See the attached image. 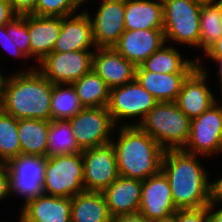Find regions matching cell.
Here are the masks:
<instances>
[{
	"label": "cell",
	"mask_w": 222,
	"mask_h": 222,
	"mask_svg": "<svg viewBox=\"0 0 222 222\" xmlns=\"http://www.w3.org/2000/svg\"><path fill=\"white\" fill-rule=\"evenodd\" d=\"M54 84L38 66L5 77L0 82V108L16 119L51 121V98Z\"/></svg>",
	"instance_id": "cell-1"
},
{
	"label": "cell",
	"mask_w": 222,
	"mask_h": 222,
	"mask_svg": "<svg viewBox=\"0 0 222 222\" xmlns=\"http://www.w3.org/2000/svg\"><path fill=\"white\" fill-rule=\"evenodd\" d=\"M118 140H111L119 176L146 180L161 171L165 150L139 126H121Z\"/></svg>",
	"instance_id": "cell-3"
},
{
	"label": "cell",
	"mask_w": 222,
	"mask_h": 222,
	"mask_svg": "<svg viewBox=\"0 0 222 222\" xmlns=\"http://www.w3.org/2000/svg\"><path fill=\"white\" fill-rule=\"evenodd\" d=\"M213 201L219 205L222 204V178L213 182Z\"/></svg>",
	"instance_id": "cell-41"
},
{
	"label": "cell",
	"mask_w": 222,
	"mask_h": 222,
	"mask_svg": "<svg viewBox=\"0 0 222 222\" xmlns=\"http://www.w3.org/2000/svg\"><path fill=\"white\" fill-rule=\"evenodd\" d=\"M9 174L6 163L0 162V201L9 196Z\"/></svg>",
	"instance_id": "cell-37"
},
{
	"label": "cell",
	"mask_w": 222,
	"mask_h": 222,
	"mask_svg": "<svg viewBox=\"0 0 222 222\" xmlns=\"http://www.w3.org/2000/svg\"><path fill=\"white\" fill-rule=\"evenodd\" d=\"M216 64H218V74H219V80L221 81L220 84H222V58H217L214 60Z\"/></svg>",
	"instance_id": "cell-44"
},
{
	"label": "cell",
	"mask_w": 222,
	"mask_h": 222,
	"mask_svg": "<svg viewBox=\"0 0 222 222\" xmlns=\"http://www.w3.org/2000/svg\"><path fill=\"white\" fill-rule=\"evenodd\" d=\"M10 39L17 45L18 49L29 59L30 35L28 32V15L16 16L5 25Z\"/></svg>",
	"instance_id": "cell-33"
},
{
	"label": "cell",
	"mask_w": 222,
	"mask_h": 222,
	"mask_svg": "<svg viewBox=\"0 0 222 222\" xmlns=\"http://www.w3.org/2000/svg\"><path fill=\"white\" fill-rule=\"evenodd\" d=\"M51 121L69 120L84 109L72 84H54L51 98Z\"/></svg>",
	"instance_id": "cell-28"
},
{
	"label": "cell",
	"mask_w": 222,
	"mask_h": 222,
	"mask_svg": "<svg viewBox=\"0 0 222 222\" xmlns=\"http://www.w3.org/2000/svg\"><path fill=\"white\" fill-rule=\"evenodd\" d=\"M37 0H8L12 11L18 15H29L35 11Z\"/></svg>",
	"instance_id": "cell-35"
},
{
	"label": "cell",
	"mask_w": 222,
	"mask_h": 222,
	"mask_svg": "<svg viewBox=\"0 0 222 222\" xmlns=\"http://www.w3.org/2000/svg\"><path fill=\"white\" fill-rule=\"evenodd\" d=\"M50 123L32 118L18 119L21 154L47 157Z\"/></svg>",
	"instance_id": "cell-25"
},
{
	"label": "cell",
	"mask_w": 222,
	"mask_h": 222,
	"mask_svg": "<svg viewBox=\"0 0 222 222\" xmlns=\"http://www.w3.org/2000/svg\"><path fill=\"white\" fill-rule=\"evenodd\" d=\"M180 52L166 43L150 55L141 66L156 73H192L198 67V60L183 58Z\"/></svg>",
	"instance_id": "cell-26"
},
{
	"label": "cell",
	"mask_w": 222,
	"mask_h": 222,
	"mask_svg": "<svg viewBox=\"0 0 222 222\" xmlns=\"http://www.w3.org/2000/svg\"><path fill=\"white\" fill-rule=\"evenodd\" d=\"M82 5L79 0H37L35 11L32 14L65 17L76 14Z\"/></svg>",
	"instance_id": "cell-32"
},
{
	"label": "cell",
	"mask_w": 222,
	"mask_h": 222,
	"mask_svg": "<svg viewBox=\"0 0 222 222\" xmlns=\"http://www.w3.org/2000/svg\"><path fill=\"white\" fill-rule=\"evenodd\" d=\"M191 119L175 102H158L138 125L164 150L183 149L190 134Z\"/></svg>",
	"instance_id": "cell-4"
},
{
	"label": "cell",
	"mask_w": 222,
	"mask_h": 222,
	"mask_svg": "<svg viewBox=\"0 0 222 222\" xmlns=\"http://www.w3.org/2000/svg\"><path fill=\"white\" fill-rule=\"evenodd\" d=\"M165 40L199 48L201 3L162 0Z\"/></svg>",
	"instance_id": "cell-5"
},
{
	"label": "cell",
	"mask_w": 222,
	"mask_h": 222,
	"mask_svg": "<svg viewBox=\"0 0 222 222\" xmlns=\"http://www.w3.org/2000/svg\"><path fill=\"white\" fill-rule=\"evenodd\" d=\"M218 103L191 119L190 134L184 151L202 157L222 153V104Z\"/></svg>",
	"instance_id": "cell-9"
},
{
	"label": "cell",
	"mask_w": 222,
	"mask_h": 222,
	"mask_svg": "<svg viewBox=\"0 0 222 222\" xmlns=\"http://www.w3.org/2000/svg\"><path fill=\"white\" fill-rule=\"evenodd\" d=\"M9 194L20 195L24 203L44 195L46 157L20 154L7 163Z\"/></svg>",
	"instance_id": "cell-10"
},
{
	"label": "cell",
	"mask_w": 222,
	"mask_h": 222,
	"mask_svg": "<svg viewBox=\"0 0 222 222\" xmlns=\"http://www.w3.org/2000/svg\"><path fill=\"white\" fill-rule=\"evenodd\" d=\"M152 222H177V210L175 213L170 214L169 216L153 220Z\"/></svg>",
	"instance_id": "cell-43"
},
{
	"label": "cell",
	"mask_w": 222,
	"mask_h": 222,
	"mask_svg": "<svg viewBox=\"0 0 222 222\" xmlns=\"http://www.w3.org/2000/svg\"><path fill=\"white\" fill-rule=\"evenodd\" d=\"M204 53L210 60L222 58V35Z\"/></svg>",
	"instance_id": "cell-39"
},
{
	"label": "cell",
	"mask_w": 222,
	"mask_h": 222,
	"mask_svg": "<svg viewBox=\"0 0 222 222\" xmlns=\"http://www.w3.org/2000/svg\"><path fill=\"white\" fill-rule=\"evenodd\" d=\"M62 28V17L28 15L31 57L41 62L53 52ZM37 56V57H36Z\"/></svg>",
	"instance_id": "cell-21"
},
{
	"label": "cell",
	"mask_w": 222,
	"mask_h": 222,
	"mask_svg": "<svg viewBox=\"0 0 222 222\" xmlns=\"http://www.w3.org/2000/svg\"><path fill=\"white\" fill-rule=\"evenodd\" d=\"M165 43L163 29L125 30L113 48L137 67Z\"/></svg>",
	"instance_id": "cell-16"
},
{
	"label": "cell",
	"mask_w": 222,
	"mask_h": 222,
	"mask_svg": "<svg viewBox=\"0 0 222 222\" xmlns=\"http://www.w3.org/2000/svg\"><path fill=\"white\" fill-rule=\"evenodd\" d=\"M18 119L0 108V162L7 163L21 154Z\"/></svg>",
	"instance_id": "cell-31"
},
{
	"label": "cell",
	"mask_w": 222,
	"mask_h": 222,
	"mask_svg": "<svg viewBox=\"0 0 222 222\" xmlns=\"http://www.w3.org/2000/svg\"><path fill=\"white\" fill-rule=\"evenodd\" d=\"M125 30L163 29L162 0H125Z\"/></svg>",
	"instance_id": "cell-23"
},
{
	"label": "cell",
	"mask_w": 222,
	"mask_h": 222,
	"mask_svg": "<svg viewBox=\"0 0 222 222\" xmlns=\"http://www.w3.org/2000/svg\"><path fill=\"white\" fill-rule=\"evenodd\" d=\"M83 177L81 152L46 157L44 194L72 198L85 191Z\"/></svg>",
	"instance_id": "cell-6"
},
{
	"label": "cell",
	"mask_w": 222,
	"mask_h": 222,
	"mask_svg": "<svg viewBox=\"0 0 222 222\" xmlns=\"http://www.w3.org/2000/svg\"><path fill=\"white\" fill-rule=\"evenodd\" d=\"M191 73H156L136 67L135 79L158 102H175L183 82Z\"/></svg>",
	"instance_id": "cell-22"
},
{
	"label": "cell",
	"mask_w": 222,
	"mask_h": 222,
	"mask_svg": "<svg viewBox=\"0 0 222 222\" xmlns=\"http://www.w3.org/2000/svg\"><path fill=\"white\" fill-rule=\"evenodd\" d=\"M92 69L111 89L135 80L136 66L113 47L94 49Z\"/></svg>",
	"instance_id": "cell-17"
},
{
	"label": "cell",
	"mask_w": 222,
	"mask_h": 222,
	"mask_svg": "<svg viewBox=\"0 0 222 222\" xmlns=\"http://www.w3.org/2000/svg\"><path fill=\"white\" fill-rule=\"evenodd\" d=\"M77 146L70 124L66 120H53L48 135L47 157L81 152Z\"/></svg>",
	"instance_id": "cell-30"
},
{
	"label": "cell",
	"mask_w": 222,
	"mask_h": 222,
	"mask_svg": "<svg viewBox=\"0 0 222 222\" xmlns=\"http://www.w3.org/2000/svg\"><path fill=\"white\" fill-rule=\"evenodd\" d=\"M222 35V5H201L199 48L205 52Z\"/></svg>",
	"instance_id": "cell-29"
},
{
	"label": "cell",
	"mask_w": 222,
	"mask_h": 222,
	"mask_svg": "<svg viewBox=\"0 0 222 222\" xmlns=\"http://www.w3.org/2000/svg\"><path fill=\"white\" fill-rule=\"evenodd\" d=\"M0 44L2 45L1 47L4 48V50L8 51L12 56L14 55L15 57H26L17 47V45L10 39L6 27L0 26Z\"/></svg>",
	"instance_id": "cell-36"
},
{
	"label": "cell",
	"mask_w": 222,
	"mask_h": 222,
	"mask_svg": "<svg viewBox=\"0 0 222 222\" xmlns=\"http://www.w3.org/2000/svg\"><path fill=\"white\" fill-rule=\"evenodd\" d=\"M67 121L81 150L109 144L117 129L108 107H86Z\"/></svg>",
	"instance_id": "cell-7"
},
{
	"label": "cell",
	"mask_w": 222,
	"mask_h": 222,
	"mask_svg": "<svg viewBox=\"0 0 222 222\" xmlns=\"http://www.w3.org/2000/svg\"><path fill=\"white\" fill-rule=\"evenodd\" d=\"M2 75H3V73H1V70H0V82H1Z\"/></svg>",
	"instance_id": "cell-47"
},
{
	"label": "cell",
	"mask_w": 222,
	"mask_h": 222,
	"mask_svg": "<svg viewBox=\"0 0 222 222\" xmlns=\"http://www.w3.org/2000/svg\"><path fill=\"white\" fill-rule=\"evenodd\" d=\"M161 171L168 178L177 210L201 208L213 201V182L197 155L183 149L165 150Z\"/></svg>",
	"instance_id": "cell-2"
},
{
	"label": "cell",
	"mask_w": 222,
	"mask_h": 222,
	"mask_svg": "<svg viewBox=\"0 0 222 222\" xmlns=\"http://www.w3.org/2000/svg\"><path fill=\"white\" fill-rule=\"evenodd\" d=\"M72 85L84 108L108 107L110 88L93 69L73 82Z\"/></svg>",
	"instance_id": "cell-27"
},
{
	"label": "cell",
	"mask_w": 222,
	"mask_h": 222,
	"mask_svg": "<svg viewBox=\"0 0 222 222\" xmlns=\"http://www.w3.org/2000/svg\"><path fill=\"white\" fill-rule=\"evenodd\" d=\"M198 3L201 4H209V3H218L220 0H195Z\"/></svg>",
	"instance_id": "cell-45"
},
{
	"label": "cell",
	"mask_w": 222,
	"mask_h": 222,
	"mask_svg": "<svg viewBox=\"0 0 222 222\" xmlns=\"http://www.w3.org/2000/svg\"><path fill=\"white\" fill-rule=\"evenodd\" d=\"M198 67L183 82L181 91L175 101L178 108L190 119L200 116L217 102L215 94L207 87L208 72L201 58H197Z\"/></svg>",
	"instance_id": "cell-14"
},
{
	"label": "cell",
	"mask_w": 222,
	"mask_h": 222,
	"mask_svg": "<svg viewBox=\"0 0 222 222\" xmlns=\"http://www.w3.org/2000/svg\"><path fill=\"white\" fill-rule=\"evenodd\" d=\"M91 18L96 48L113 47L125 31V0H102Z\"/></svg>",
	"instance_id": "cell-13"
},
{
	"label": "cell",
	"mask_w": 222,
	"mask_h": 222,
	"mask_svg": "<svg viewBox=\"0 0 222 222\" xmlns=\"http://www.w3.org/2000/svg\"><path fill=\"white\" fill-rule=\"evenodd\" d=\"M83 5H84V3H87L88 2V0H79Z\"/></svg>",
	"instance_id": "cell-46"
},
{
	"label": "cell",
	"mask_w": 222,
	"mask_h": 222,
	"mask_svg": "<svg viewBox=\"0 0 222 222\" xmlns=\"http://www.w3.org/2000/svg\"><path fill=\"white\" fill-rule=\"evenodd\" d=\"M16 16L8 0H0V26L6 25Z\"/></svg>",
	"instance_id": "cell-38"
},
{
	"label": "cell",
	"mask_w": 222,
	"mask_h": 222,
	"mask_svg": "<svg viewBox=\"0 0 222 222\" xmlns=\"http://www.w3.org/2000/svg\"><path fill=\"white\" fill-rule=\"evenodd\" d=\"M176 210L168 178L162 171L142 181L138 213L153 221L169 216Z\"/></svg>",
	"instance_id": "cell-15"
},
{
	"label": "cell",
	"mask_w": 222,
	"mask_h": 222,
	"mask_svg": "<svg viewBox=\"0 0 222 222\" xmlns=\"http://www.w3.org/2000/svg\"><path fill=\"white\" fill-rule=\"evenodd\" d=\"M141 192L142 180L119 176L102 191L110 216L138 213Z\"/></svg>",
	"instance_id": "cell-19"
},
{
	"label": "cell",
	"mask_w": 222,
	"mask_h": 222,
	"mask_svg": "<svg viewBox=\"0 0 222 222\" xmlns=\"http://www.w3.org/2000/svg\"><path fill=\"white\" fill-rule=\"evenodd\" d=\"M177 222H210L208 206L177 210Z\"/></svg>",
	"instance_id": "cell-34"
},
{
	"label": "cell",
	"mask_w": 222,
	"mask_h": 222,
	"mask_svg": "<svg viewBox=\"0 0 222 222\" xmlns=\"http://www.w3.org/2000/svg\"><path fill=\"white\" fill-rule=\"evenodd\" d=\"M157 103L158 101L135 79L110 89L108 110L116 126L121 119L140 117L139 123L122 122V126H138Z\"/></svg>",
	"instance_id": "cell-8"
},
{
	"label": "cell",
	"mask_w": 222,
	"mask_h": 222,
	"mask_svg": "<svg viewBox=\"0 0 222 222\" xmlns=\"http://www.w3.org/2000/svg\"><path fill=\"white\" fill-rule=\"evenodd\" d=\"M85 191L102 192L118 177L114 148L111 143L81 151Z\"/></svg>",
	"instance_id": "cell-12"
},
{
	"label": "cell",
	"mask_w": 222,
	"mask_h": 222,
	"mask_svg": "<svg viewBox=\"0 0 222 222\" xmlns=\"http://www.w3.org/2000/svg\"><path fill=\"white\" fill-rule=\"evenodd\" d=\"M217 203L212 201L208 205V210L210 213V222H222V208L217 209L216 211L214 210L217 207Z\"/></svg>",
	"instance_id": "cell-42"
},
{
	"label": "cell",
	"mask_w": 222,
	"mask_h": 222,
	"mask_svg": "<svg viewBox=\"0 0 222 222\" xmlns=\"http://www.w3.org/2000/svg\"><path fill=\"white\" fill-rule=\"evenodd\" d=\"M72 198L40 195L24 203L22 222H71Z\"/></svg>",
	"instance_id": "cell-20"
},
{
	"label": "cell",
	"mask_w": 222,
	"mask_h": 222,
	"mask_svg": "<svg viewBox=\"0 0 222 222\" xmlns=\"http://www.w3.org/2000/svg\"><path fill=\"white\" fill-rule=\"evenodd\" d=\"M112 222H152L140 213L119 215L112 218Z\"/></svg>",
	"instance_id": "cell-40"
},
{
	"label": "cell",
	"mask_w": 222,
	"mask_h": 222,
	"mask_svg": "<svg viewBox=\"0 0 222 222\" xmlns=\"http://www.w3.org/2000/svg\"><path fill=\"white\" fill-rule=\"evenodd\" d=\"M90 13H81L62 17V28L53 48V52H69L96 49L93 40Z\"/></svg>",
	"instance_id": "cell-18"
},
{
	"label": "cell",
	"mask_w": 222,
	"mask_h": 222,
	"mask_svg": "<svg viewBox=\"0 0 222 222\" xmlns=\"http://www.w3.org/2000/svg\"><path fill=\"white\" fill-rule=\"evenodd\" d=\"M94 51L52 52L38 66L53 84H72L92 70Z\"/></svg>",
	"instance_id": "cell-11"
},
{
	"label": "cell",
	"mask_w": 222,
	"mask_h": 222,
	"mask_svg": "<svg viewBox=\"0 0 222 222\" xmlns=\"http://www.w3.org/2000/svg\"><path fill=\"white\" fill-rule=\"evenodd\" d=\"M71 222H112L102 192L83 191L72 197Z\"/></svg>",
	"instance_id": "cell-24"
}]
</instances>
